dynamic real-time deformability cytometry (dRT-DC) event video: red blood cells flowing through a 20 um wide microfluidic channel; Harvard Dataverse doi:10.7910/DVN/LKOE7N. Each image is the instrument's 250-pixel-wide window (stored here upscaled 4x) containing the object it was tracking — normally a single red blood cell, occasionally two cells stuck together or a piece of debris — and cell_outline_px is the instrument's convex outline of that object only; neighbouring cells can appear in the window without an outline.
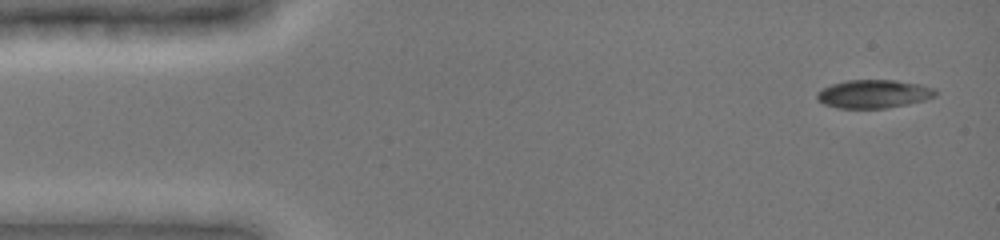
{"species": "common noctule bat (a hibernating species)", "species_latin": "Nyctalus noctula", "temperature_condition": "cold", "stored_images_in_passage": 13, "camera_frame_rate_fps": 3000, "um_per_image_px": 0.085, "animal": {"sex": "female", "body_mass_g": 19.0, "forearm_length_mm": 51.5}, "frame": {"image": 1, "passage_image": 1, "time_ms": 0.0, "image_size_px": [1000, 240], "cell_outline_px": [[936, 96], [924, 100], [884, 108], [836, 108], [824, 104], [816, 100], [816, 92], [832, 84], [848, 80], [896, 80], [920, 84], [936, 88]], "centroid_in_image_um": [74.24, 7.98], "position_along_channel_um": 10.8, "area_um2": 19.54}}
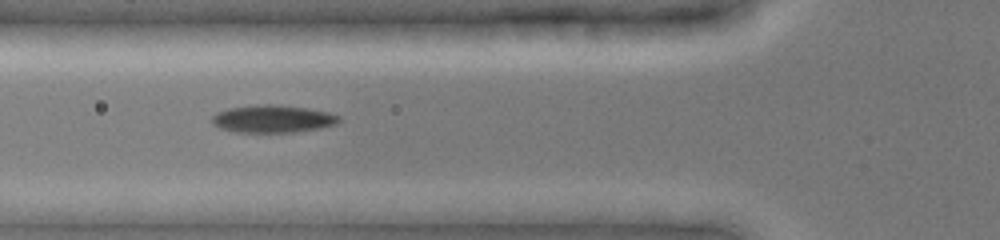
{"frame": {"image": 2, "passage_image": 9, "time_ms": 5.0, "image_size_px": [1000, 240], "cell_outline_px": [[340, 120], [336, 124], [320, 128], [292, 132], [236, 132], [220, 128], [212, 124], [212, 116], [216, 112], [228, 108], [260, 104], [272, 104], [308, 108], [328, 112], [340, 116]], "centroid_in_image_um": [23.17, 10.1], "position_along_channel_um": 102.6, "area_um2": 20.4}}
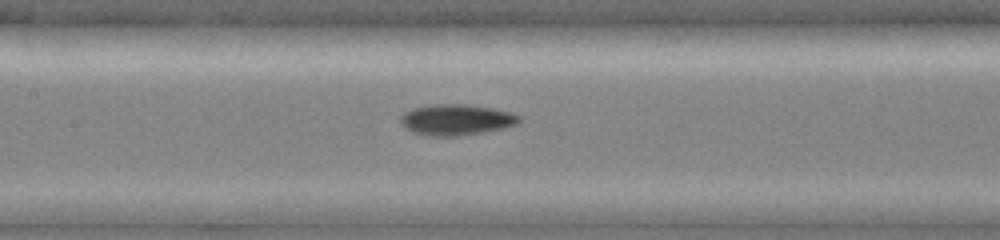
{"frame": {"image": 3, "passage_image": 11, "time_ms": 6.667, "image_size_px": [1000, 240], "cell_outline_px": [[520, 124], [504, 128], [484, 132], [460, 136], [432, 136], [412, 132], [404, 128], [400, 124], [400, 116], [404, 112], [412, 108], [428, 104], [464, 104], [492, 108], [508, 112], [520, 116]], "centroid_in_image_um": [38.75, 10.18], "position_along_channel_um": 168.7, "area_um2": 21.62}}